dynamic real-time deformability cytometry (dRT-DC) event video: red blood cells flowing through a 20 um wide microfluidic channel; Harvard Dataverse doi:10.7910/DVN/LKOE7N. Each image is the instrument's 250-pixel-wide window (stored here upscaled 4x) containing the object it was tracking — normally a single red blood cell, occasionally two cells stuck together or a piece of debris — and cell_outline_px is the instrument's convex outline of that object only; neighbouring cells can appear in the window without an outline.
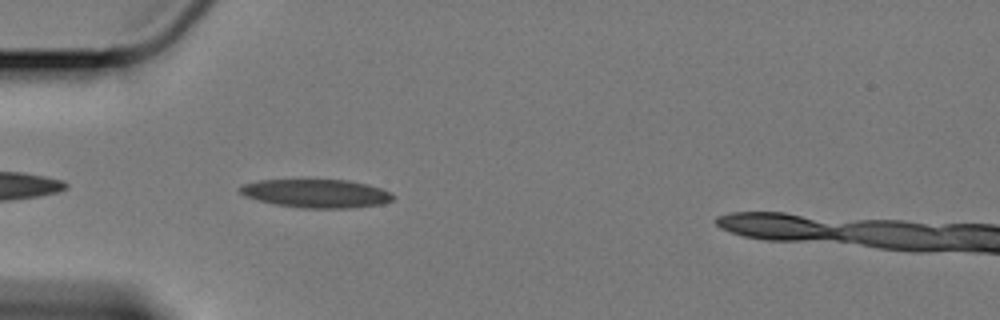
{"species": "Egyptian fruit bat (a non-hibernating species)", "species_latin": "Rousettus aegyptiacus", "temperature_condition": "cold", "stored_images_in_passage": 17, "camera_frame_rate_fps": 3000, "um_per_image_px": 0.085, "animal": {"sex": "female"}, "frame": {"image": 1, "passage_image": 3, "time_ms": 0.667, "image_size_px": [1000, 320], "cell_outline_px": [[396, 196], [392, 200], [384, 204], [348, 208], [304, 208], [276, 204], [244, 196], [240, 192], [240, 188], [244, 184], [260, 180], [348, 180], [368, 184], [392, 192]], "centroid_in_image_um": [26.96, 16.44], "position_along_channel_um": 58.0, "area_um2": 25.26}}
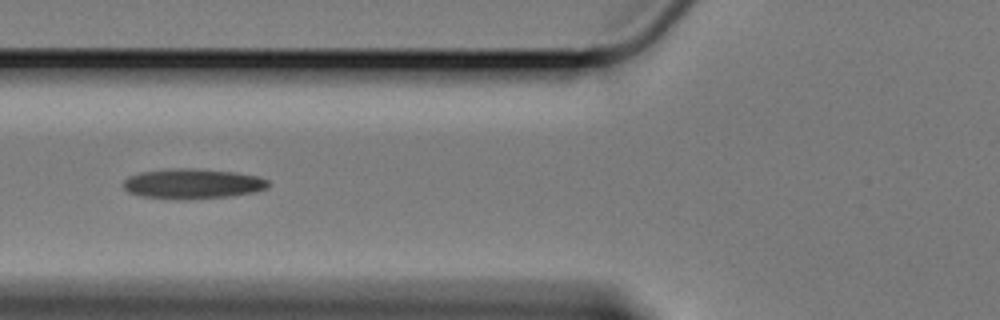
{"frame": {"image": 2, "passage_image": 8, "time_ms": 2.333, "image_size_px": [1000, 320], "cell_outline_px": [[268, 188], [256, 192], [228, 196], [188, 200], [176, 200], [140, 196], [128, 192], [124, 188], [124, 180], [128, 176], [140, 172], [176, 168], [188, 168], [232, 172], [256, 176], [268, 180]], "centroid_in_image_um": [16.34, 15.64], "position_along_channel_um": 109.5, "area_um2": 25.43}}